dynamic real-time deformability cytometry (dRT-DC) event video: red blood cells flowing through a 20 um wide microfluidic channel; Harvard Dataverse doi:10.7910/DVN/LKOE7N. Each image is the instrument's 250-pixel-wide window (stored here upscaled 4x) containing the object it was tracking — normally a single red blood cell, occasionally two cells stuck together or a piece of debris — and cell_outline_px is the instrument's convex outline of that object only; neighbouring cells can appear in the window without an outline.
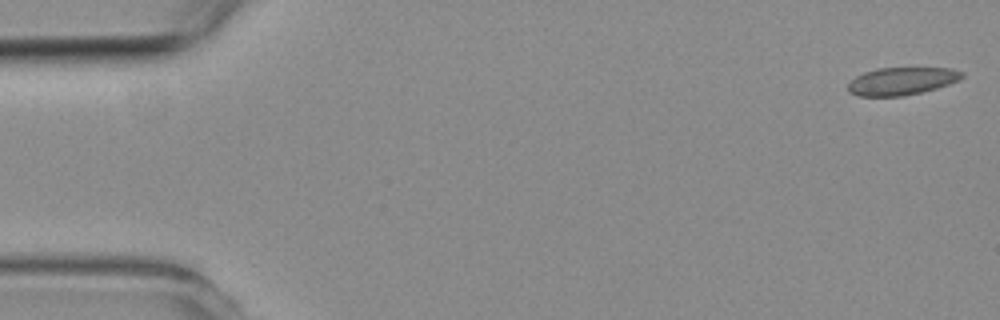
{"species": "common noctule bat (a hibernating species)", "species_latin": "Nyctalus noctula", "temperature_condition": "room temperature", "stored_images_in_passage": 4, "camera_frame_rate_fps": 3000, "um_per_image_px": 0.085, "animal": {"sex": "female", "body_mass_g": 19.3, "forearm_length_mm": 54.1}, "frame": {"image": 1, "passage_image": 1, "time_ms": 0.0, "image_size_px": [1000, 320], "cell_outline_px": [[964, 76], [960, 80], [936, 88], [904, 96], [856, 96], [848, 92], [848, 84], [856, 76], [864, 72], [876, 68], [952, 68], [964, 72]], "centroid_in_image_um": [76.64, 6.89], "position_along_channel_um": 8.4, "area_um2": 18.44}}
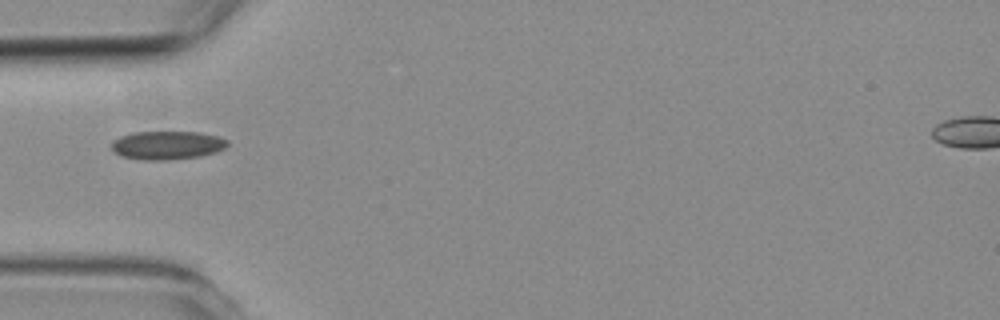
{"frame": {"image": 2, "passage_image": 4, "time_ms": 5.0, "image_size_px": [1000, 320], "cell_outline_px": [[228, 144], [224, 148], [216, 152], [200, 156], [168, 160], [144, 160], [120, 156], [112, 152], [112, 140], [120, 136], [132, 132], [196, 132], [216, 136], [228, 140]], "centroid_in_image_um": [14.16, 12.35], "position_along_channel_um": 70.8, "area_um2": 19.31}}